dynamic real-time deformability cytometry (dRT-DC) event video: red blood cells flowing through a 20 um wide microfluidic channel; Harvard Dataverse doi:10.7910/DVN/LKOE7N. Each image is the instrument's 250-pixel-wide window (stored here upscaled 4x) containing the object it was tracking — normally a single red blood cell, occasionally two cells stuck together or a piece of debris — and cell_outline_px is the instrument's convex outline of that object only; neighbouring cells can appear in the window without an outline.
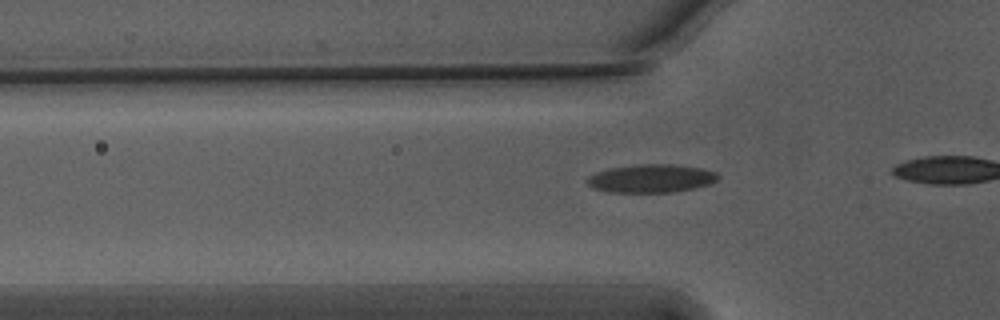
{"species": "Egyptian fruit bat (a non-hibernating species)", "species_latin": "Rousettus aegyptiacus", "temperature_condition": "warm", "stored_images_in_passage": 13, "camera_frame_rate_fps": 3000, "um_per_image_px": 0.085, "animal": {"sex": "male"}, "frame": {"image": 1, "passage_image": 4, "time_ms": 1.0, "image_size_px": [1000, 320], "cell_outline_px": [[720, 176], [716, 180], [708, 184], [692, 188], [672, 192], [612, 192], [596, 188], [588, 184], [588, 176], [596, 172], [612, 168], [640, 164], [672, 164], [700, 168], [716, 172]], "centroid_in_image_um": [55.37, 15.16], "position_along_channel_um": 70.4, "area_um2": 21.1}}
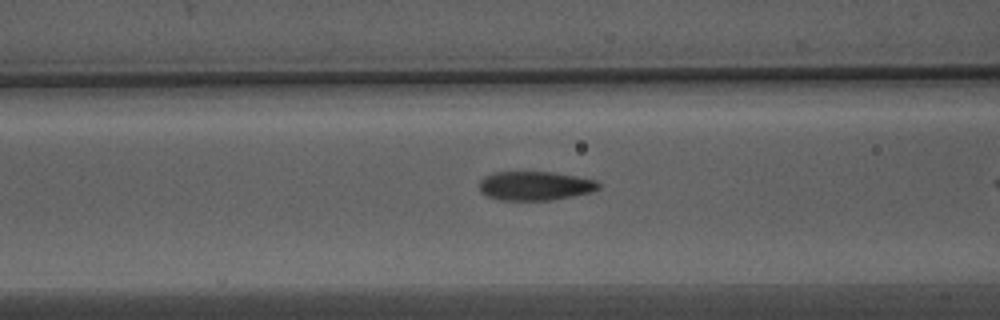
{"frame": {"image": 2, "passage_image": 8, "time_ms": 2.333, "image_size_px": [1000, 320], "cell_outline_px": [[600, 188], [592, 192], [552, 200], [500, 200], [488, 196], [480, 192], [480, 180], [484, 176], [492, 172], [556, 172], [596, 180], [600, 184]], "centroid_in_image_um": [45.48, 15.79], "position_along_channel_um": 121.1, "area_um2": 20.29}}
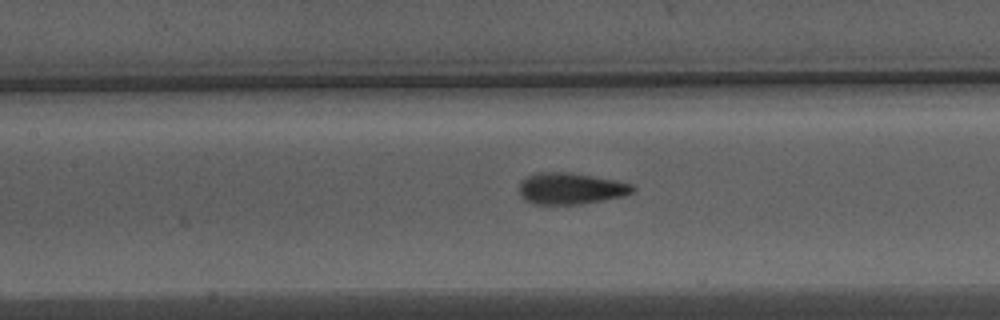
{"frame": {"image": 3, "passage_image": 11, "time_ms": 3.333, "image_size_px": [1000, 320], "cell_outline_px": [[636, 188], [632, 192], [624, 196], [580, 204], [532, 204], [524, 200], [520, 192], [520, 184], [528, 176], [536, 172], [572, 172], [616, 180], [632, 184]], "centroid_in_image_um": [48.53, 16.02], "position_along_channel_um": 158.9, "area_um2": 20.81}}